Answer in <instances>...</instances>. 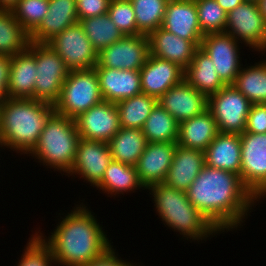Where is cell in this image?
<instances>
[{
  "instance_id": "1",
  "label": "cell",
  "mask_w": 266,
  "mask_h": 266,
  "mask_svg": "<svg viewBox=\"0 0 266 266\" xmlns=\"http://www.w3.org/2000/svg\"><path fill=\"white\" fill-rule=\"evenodd\" d=\"M192 205L220 232L241 228L259 200L240 175L205 165L186 191ZM255 205V206H254ZM226 230V231H225Z\"/></svg>"
},
{
  "instance_id": "2",
  "label": "cell",
  "mask_w": 266,
  "mask_h": 266,
  "mask_svg": "<svg viewBox=\"0 0 266 266\" xmlns=\"http://www.w3.org/2000/svg\"><path fill=\"white\" fill-rule=\"evenodd\" d=\"M85 205L77 204L64 217L60 216L62 219L48 237L35 230L50 248L55 266H83L112 246L104 227Z\"/></svg>"
},
{
  "instance_id": "3",
  "label": "cell",
  "mask_w": 266,
  "mask_h": 266,
  "mask_svg": "<svg viewBox=\"0 0 266 266\" xmlns=\"http://www.w3.org/2000/svg\"><path fill=\"white\" fill-rule=\"evenodd\" d=\"M54 112V105L47 102L8 98L0 106V141L3 147L28 155Z\"/></svg>"
},
{
  "instance_id": "4",
  "label": "cell",
  "mask_w": 266,
  "mask_h": 266,
  "mask_svg": "<svg viewBox=\"0 0 266 266\" xmlns=\"http://www.w3.org/2000/svg\"><path fill=\"white\" fill-rule=\"evenodd\" d=\"M152 202L165 227L179 232L183 239L206 242L220 232L189 201L186 192L174 189L164 182L148 186ZM167 225V226H166ZM192 239V241H191Z\"/></svg>"
},
{
  "instance_id": "5",
  "label": "cell",
  "mask_w": 266,
  "mask_h": 266,
  "mask_svg": "<svg viewBox=\"0 0 266 266\" xmlns=\"http://www.w3.org/2000/svg\"><path fill=\"white\" fill-rule=\"evenodd\" d=\"M79 139L75 119L54 112L27 156L36 158L46 168L63 172L62 176L67 175L74 165Z\"/></svg>"
},
{
  "instance_id": "6",
  "label": "cell",
  "mask_w": 266,
  "mask_h": 266,
  "mask_svg": "<svg viewBox=\"0 0 266 266\" xmlns=\"http://www.w3.org/2000/svg\"><path fill=\"white\" fill-rule=\"evenodd\" d=\"M102 101L95 68L70 70L54 110L57 114L75 119Z\"/></svg>"
},
{
  "instance_id": "7",
  "label": "cell",
  "mask_w": 266,
  "mask_h": 266,
  "mask_svg": "<svg viewBox=\"0 0 266 266\" xmlns=\"http://www.w3.org/2000/svg\"><path fill=\"white\" fill-rule=\"evenodd\" d=\"M36 68L34 100L54 105L60 97L61 88L70 70L48 43L37 42Z\"/></svg>"
},
{
  "instance_id": "8",
  "label": "cell",
  "mask_w": 266,
  "mask_h": 266,
  "mask_svg": "<svg viewBox=\"0 0 266 266\" xmlns=\"http://www.w3.org/2000/svg\"><path fill=\"white\" fill-rule=\"evenodd\" d=\"M225 32L252 52H266V22L256 2L244 1L228 12Z\"/></svg>"
},
{
  "instance_id": "9",
  "label": "cell",
  "mask_w": 266,
  "mask_h": 266,
  "mask_svg": "<svg viewBox=\"0 0 266 266\" xmlns=\"http://www.w3.org/2000/svg\"><path fill=\"white\" fill-rule=\"evenodd\" d=\"M251 106L252 103L233 84L225 85L208 97V109L222 133H243Z\"/></svg>"
},
{
  "instance_id": "10",
  "label": "cell",
  "mask_w": 266,
  "mask_h": 266,
  "mask_svg": "<svg viewBox=\"0 0 266 266\" xmlns=\"http://www.w3.org/2000/svg\"><path fill=\"white\" fill-rule=\"evenodd\" d=\"M243 184L260 201L266 197V133L244 131L240 134Z\"/></svg>"
},
{
  "instance_id": "11",
  "label": "cell",
  "mask_w": 266,
  "mask_h": 266,
  "mask_svg": "<svg viewBox=\"0 0 266 266\" xmlns=\"http://www.w3.org/2000/svg\"><path fill=\"white\" fill-rule=\"evenodd\" d=\"M48 44L64 60L69 70L93 69L97 65L98 52L79 22L56 35Z\"/></svg>"
},
{
  "instance_id": "12",
  "label": "cell",
  "mask_w": 266,
  "mask_h": 266,
  "mask_svg": "<svg viewBox=\"0 0 266 266\" xmlns=\"http://www.w3.org/2000/svg\"><path fill=\"white\" fill-rule=\"evenodd\" d=\"M150 54L148 35L124 36L98 52L95 67L140 70Z\"/></svg>"
},
{
  "instance_id": "13",
  "label": "cell",
  "mask_w": 266,
  "mask_h": 266,
  "mask_svg": "<svg viewBox=\"0 0 266 266\" xmlns=\"http://www.w3.org/2000/svg\"><path fill=\"white\" fill-rule=\"evenodd\" d=\"M240 45L226 32L205 34L201 41L200 48L211 58L219 77L226 85L235 82L243 66Z\"/></svg>"
},
{
  "instance_id": "14",
  "label": "cell",
  "mask_w": 266,
  "mask_h": 266,
  "mask_svg": "<svg viewBox=\"0 0 266 266\" xmlns=\"http://www.w3.org/2000/svg\"><path fill=\"white\" fill-rule=\"evenodd\" d=\"M111 151L108 143L80 138L77 144L76 159L68 177L77 175L83 182L96 187L110 162Z\"/></svg>"
},
{
  "instance_id": "15",
  "label": "cell",
  "mask_w": 266,
  "mask_h": 266,
  "mask_svg": "<svg viewBox=\"0 0 266 266\" xmlns=\"http://www.w3.org/2000/svg\"><path fill=\"white\" fill-rule=\"evenodd\" d=\"M79 137L108 143L121 129L115 103L102 101L75 118Z\"/></svg>"
},
{
  "instance_id": "16",
  "label": "cell",
  "mask_w": 266,
  "mask_h": 266,
  "mask_svg": "<svg viewBox=\"0 0 266 266\" xmlns=\"http://www.w3.org/2000/svg\"><path fill=\"white\" fill-rule=\"evenodd\" d=\"M157 103L180 124L208 109V97L185 79L164 93Z\"/></svg>"
},
{
  "instance_id": "17",
  "label": "cell",
  "mask_w": 266,
  "mask_h": 266,
  "mask_svg": "<svg viewBox=\"0 0 266 266\" xmlns=\"http://www.w3.org/2000/svg\"><path fill=\"white\" fill-rule=\"evenodd\" d=\"M139 71L142 93L157 100L171 87L181 83L185 74V70L177 64L150 54Z\"/></svg>"
},
{
  "instance_id": "18",
  "label": "cell",
  "mask_w": 266,
  "mask_h": 266,
  "mask_svg": "<svg viewBox=\"0 0 266 266\" xmlns=\"http://www.w3.org/2000/svg\"><path fill=\"white\" fill-rule=\"evenodd\" d=\"M177 147V142H148L135 165L145 188L164 182Z\"/></svg>"
},
{
  "instance_id": "19",
  "label": "cell",
  "mask_w": 266,
  "mask_h": 266,
  "mask_svg": "<svg viewBox=\"0 0 266 266\" xmlns=\"http://www.w3.org/2000/svg\"><path fill=\"white\" fill-rule=\"evenodd\" d=\"M36 75V42H30L25 51L11 56L6 86L8 98L34 99Z\"/></svg>"
},
{
  "instance_id": "20",
  "label": "cell",
  "mask_w": 266,
  "mask_h": 266,
  "mask_svg": "<svg viewBox=\"0 0 266 266\" xmlns=\"http://www.w3.org/2000/svg\"><path fill=\"white\" fill-rule=\"evenodd\" d=\"M95 70L104 101L116 104L142 93L139 70L112 69L107 67H95Z\"/></svg>"
},
{
  "instance_id": "21",
  "label": "cell",
  "mask_w": 266,
  "mask_h": 266,
  "mask_svg": "<svg viewBox=\"0 0 266 266\" xmlns=\"http://www.w3.org/2000/svg\"><path fill=\"white\" fill-rule=\"evenodd\" d=\"M150 55L171 61L184 70L191 63L201 42H191L159 27L149 35Z\"/></svg>"
},
{
  "instance_id": "22",
  "label": "cell",
  "mask_w": 266,
  "mask_h": 266,
  "mask_svg": "<svg viewBox=\"0 0 266 266\" xmlns=\"http://www.w3.org/2000/svg\"><path fill=\"white\" fill-rule=\"evenodd\" d=\"M161 27L191 42H201L204 36L195 0H169Z\"/></svg>"
},
{
  "instance_id": "23",
  "label": "cell",
  "mask_w": 266,
  "mask_h": 266,
  "mask_svg": "<svg viewBox=\"0 0 266 266\" xmlns=\"http://www.w3.org/2000/svg\"><path fill=\"white\" fill-rule=\"evenodd\" d=\"M76 23V0H49L48 12L40 25L30 34V42L48 43Z\"/></svg>"
},
{
  "instance_id": "24",
  "label": "cell",
  "mask_w": 266,
  "mask_h": 266,
  "mask_svg": "<svg viewBox=\"0 0 266 266\" xmlns=\"http://www.w3.org/2000/svg\"><path fill=\"white\" fill-rule=\"evenodd\" d=\"M204 166V151L177 145L164 183L174 189L186 192Z\"/></svg>"
},
{
  "instance_id": "25",
  "label": "cell",
  "mask_w": 266,
  "mask_h": 266,
  "mask_svg": "<svg viewBox=\"0 0 266 266\" xmlns=\"http://www.w3.org/2000/svg\"><path fill=\"white\" fill-rule=\"evenodd\" d=\"M204 153L205 165L240 175V134L219 132Z\"/></svg>"
},
{
  "instance_id": "26",
  "label": "cell",
  "mask_w": 266,
  "mask_h": 266,
  "mask_svg": "<svg viewBox=\"0 0 266 266\" xmlns=\"http://www.w3.org/2000/svg\"><path fill=\"white\" fill-rule=\"evenodd\" d=\"M219 133L209 109L179 124L177 145L205 151Z\"/></svg>"
},
{
  "instance_id": "27",
  "label": "cell",
  "mask_w": 266,
  "mask_h": 266,
  "mask_svg": "<svg viewBox=\"0 0 266 266\" xmlns=\"http://www.w3.org/2000/svg\"><path fill=\"white\" fill-rule=\"evenodd\" d=\"M184 79L207 97L217 93L226 85L219 77L211 58L200 47L185 69Z\"/></svg>"
},
{
  "instance_id": "28",
  "label": "cell",
  "mask_w": 266,
  "mask_h": 266,
  "mask_svg": "<svg viewBox=\"0 0 266 266\" xmlns=\"http://www.w3.org/2000/svg\"><path fill=\"white\" fill-rule=\"evenodd\" d=\"M96 189L102 190V193L108 194V197L115 198L120 194L134 193L136 190L141 191L140 189L146 188L140 182L135 166L112 159Z\"/></svg>"
},
{
  "instance_id": "29",
  "label": "cell",
  "mask_w": 266,
  "mask_h": 266,
  "mask_svg": "<svg viewBox=\"0 0 266 266\" xmlns=\"http://www.w3.org/2000/svg\"><path fill=\"white\" fill-rule=\"evenodd\" d=\"M147 143L142 129L121 127L108 145L113 160L135 166Z\"/></svg>"
},
{
  "instance_id": "30",
  "label": "cell",
  "mask_w": 266,
  "mask_h": 266,
  "mask_svg": "<svg viewBox=\"0 0 266 266\" xmlns=\"http://www.w3.org/2000/svg\"><path fill=\"white\" fill-rule=\"evenodd\" d=\"M233 86L252 104L266 101V60L241 67Z\"/></svg>"
},
{
  "instance_id": "31",
  "label": "cell",
  "mask_w": 266,
  "mask_h": 266,
  "mask_svg": "<svg viewBox=\"0 0 266 266\" xmlns=\"http://www.w3.org/2000/svg\"><path fill=\"white\" fill-rule=\"evenodd\" d=\"M30 34L15 19L11 10L0 9V55L13 56L25 51Z\"/></svg>"
},
{
  "instance_id": "32",
  "label": "cell",
  "mask_w": 266,
  "mask_h": 266,
  "mask_svg": "<svg viewBox=\"0 0 266 266\" xmlns=\"http://www.w3.org/2000/svg\"><path fill=\"white\" fill-rule=\"evenodd\" d=\"M156 104V98L143 93L116 103L120 126L122 128L142 129Z\"/></svg>"
},
{
  "instance_id": "33",
  "label": "cell",
  "mask_w": 266,
  "mask_h": 266,
  "mask_svg": "<svg viewBox=\"0 0 266 266\" xmlns=\"http://www.w3.org/2000/svg\"><path fill=\"white\" fill-rule=\"evenodd\" d=\"M178 130L179 123L158 103L142 127L147 142H177Z\"/></svg>"
},
{
  "instance_id": "34",
  "label": "cell",
  "mask_w": 266,
  "mask_h": 266,
  "mask_svg": "<svg viewBox=\"0 0 266 266\" xmlns=\"http://www.w3.org/2000/svg\"><path fill=\"white\" fill-rule=\"evenodd\" d=\"M78 22L97 52L124 37L108 13L80 19Z\"/></svg>"
},
{
  "instance_id": "35",
  "label": "cell",
  "mask_w": 266,
  "mask_h": 266,
  "mask_svg": "<svg viewBox=\"0 0 266 266\" xmlns=\"http://www.w3.org/2000/svg\"><path fill=\"white\" fill-rule=\"evenodd\" d=\"M137 29L144 35L162 26L169 0H130Z\"/></svg>"
},
{
  "instance_id": "36",
  "label": "cell",
  "mask_w": 266,
  "mask_h": 266,
  "mask_svg": "<svg viewBox=\"0 0 266 266\" xmlns=\"http://www.w3.org/2000/svg\"><path fill=\"white\" fill-rule=\"evenodd\" d=\"M198 22L205 34L225 32L227 13L216 0H195Z\"/></svg>"
},
{
  "instance_id": "37",
  "label": "cell",
  "mask_w": 266,
  "mask_h": 266,
  "mask_svg": "<svg viewBox=\"0 0 266 266\" xmlns=\"http://www.w3.org/2000/svg\"><path fill=\"white\" fill-rule=\"evenodd\" d=\"M49 0H19L11 9L15 19L31 34L48 12Z\"/></svg>"
},
{
  "instance_id": "38",
  "label": "cell",
  "mask_w": 266,
  "mask_h": 266,
  "mask_svg": "<svg viewBox=\"0 0 266 266\" xmlns=\"http://www.w3.org/2000/svg\"><path fill=\"white\" fill-rule=\"evenodd\" d=\"M108 14L124 36L142 34L137 29L135 13L130 0H110Z\"/></svg>"
},
{
  "instance_id": "39",
  "label": "cell",
  "mask_w": 266,
  "mask_h": 266,
  "mask_svg": "<svg viewBox=\"0 0 266 266\" xmlns=\"http://www.w3.org/2000/svg\"><path fill=\"white\" fill-rule=\"evenodd\" d=\"M17 266H54L50 248L34 233L30 236Z\"/></svg>"
},
{
  "instance_id": "40",
  "label": "cell",
  "mask_w": 266,
  "mask_h": 266,
  "mask_svg": "<svg viewBox=\"0 0 266 266\" xmlns=\"http://www.w3.org/2000/svg\"><path fill=\"white\" fill-rule=\"evenodd\" d=\"M110 0H76L78 21L108 13Z\"/></svg>"
},
{
  "instance_id": "41",
  "label": "cell",
  "mask_w": 266,
  "mask_h": 266,
  "mask_svg": "<svg viewBox=\"0 0 266 266\" xmlns=\"http://www.w3.org/2000/svg\"><path fill=\"white\" fill-rule=\"evenodd\" d=\"M245 131L255 134L266 133V109L262 104H252L246 119Z\"/></svg>"
},
{
  "instance_id": "42",
  "label": "cell",
  "mask_w": 266,
  "mask_h": 266,
  "mask_svg": "<svg viewBox=\"0 0 266 266\" xmlns=\"http://www.w3.org/2000/svg\"><path fill=\"white\" fill-rule=\"evenodd\" d=\"M118 252H116V248H113V245L106 250L99 257L91 260L89 263H86L83 266H136L137 263H133L127 260H123ZM135 264V265H134ZM138 266L139 262H138Z\"/></svg>"
},
{
  "instance_id": "43",
  "label": "cell",
  "mask_w": 266,
  "mask_h": 266,
  "mask_svg": "<svg viewBox=\"0 0 266 266\" xmlns=\"http://www.w3.org/2000/svg\"><path fill=\"white\" fill-rule=\"evenodd\" d=\"M11 56L0 55V106L8 99L6 86L9 77Z\"/></svg>"
},
{
  "instance_id": "44",
  "label": "cell",
  "mask_w": 266,
  "mask_h": 266,
  "mask_svg": "<svg viewBox=\"0 0 266 266\" xmlns=\"http://www.w3.org/2000/svg\"><path fill=\"white\" fill-rule=\"evenodd\" d=\"M216 2L222 7V9L228 13L238 5L242 4L244 0H216Z\"/></svg>"
},
{
  "instance_id": "45",
  "label": "cell",
  "mask_w": 266,
  "mask_h": 266,
  "mask_svg": "<svg viewBox=\"0 0 266 266\" xmlns=\"http://www.w3.org/2000/svg\"><path fill=\"white\" fill-rule=\"evenodd\" d=\"M19 0H0L1 10H11Z\"/></svg>"
},
{
  "instance_id": "46",
  "label": "cell",
  "mask_w": 266,
  "mask_h": 266,
  "mask_svg": "<svg viewBox=\"0 0 266 266\" xmlns=\"http://www.w3.org/2000/svg\"><path fill=\"white\" fill-rule=\"evenodd\" d=\"M257 4L266 22V0H259Z\"/></svg>"
},
{
  "instance_id": "47",
  "label": "cell",
  "mask_w": 266,
  "mask_h": 266,
  "mask_svg": "<svg viewBox=\"0 0 266 266\" xmlns=\"http://www.w3.org/2000/svg\"><path fill=\"white\" fill-rule=\"evenodd\" d=\"M244 1H247V2H258L259 0H244Z\"/></svg>"
},
{
  "instance_id": "48",
  "label": "cell",
  "mask_w": 266,
  "mask_h": 266,
  "mask_svg": "<svg viewBox=\"0 0 266 266\" xmlns=\"http://www.w3.org/2000/svg\"><path fill=\"white\" fill-rule=\"evenodd\" d=\"M262 105H263V106L265 107V109H266V101L263 102Z\"/></svg>"
},
{
  "instance_id": "49",
  "label": "cell",
  "mask_w": 266,
  "mask_h": 266,
  "mask_svg": "<svg viewBox=\"0 0 266 266\" xmlns=\"http://www.w3.org/2000/svg\"><path fill=\"white\" fill-rule=\"evenodd\" d=\"M0 148H2V150L4 149V148H3V145H2V143H1V141H0Z\"/></svg>"
}]
</instances>
